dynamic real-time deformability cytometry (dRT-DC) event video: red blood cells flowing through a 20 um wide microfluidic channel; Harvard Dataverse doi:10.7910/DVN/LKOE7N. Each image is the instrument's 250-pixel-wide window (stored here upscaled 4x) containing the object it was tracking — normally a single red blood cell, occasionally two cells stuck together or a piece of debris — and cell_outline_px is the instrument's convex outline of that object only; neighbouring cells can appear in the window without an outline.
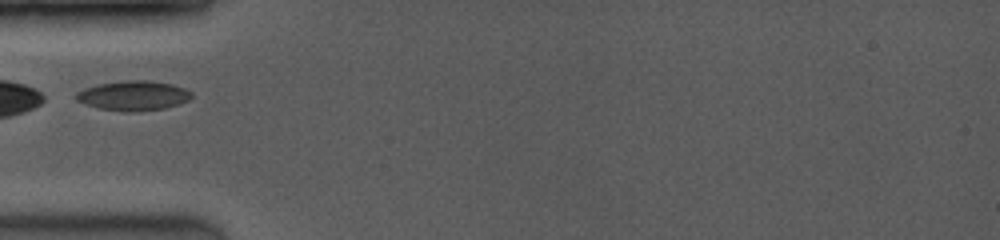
{"species": "common noctule bat (a hibernating species)", "species_latin": "Nyctalus noctula", "temperature_condition": "room temperature", "stored_images_in_passage": 48, "camera_frame_rate_fps": 3500, "um_per_image_px": 0.085, "animal": {"sex": "female", "body_mass_g": 19.0, "forearm_length_mm": 53.3}, "frame": {"image": 1, "passage_image": 1, "time_ms": 0.0, "image_size_px": [1000, 240], "cell_outline_px": [[192, 96], [188, 100], [180, 104], [164, 108], [136, 112], [124, 112], [100, 108], [84, 104], [76, 100], [76, 92], [84, 88], [100, 84], [120, 80], [148, 80], [172, 84], [184, 88], [192, 92]], "centroid_in_image_um": [11.34, 8.13], "position_along_channel_um": 73.7, "area_um2": 20.11}}
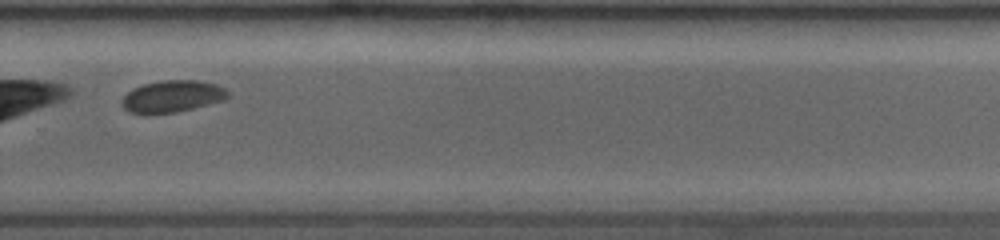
{"frame": {"image": 2, "passage_image": 40, "time_ms": 6.0, "image_size_px": [1000, 240], "cell_outline_px": [[228, 96], [224, 100], [176, 112], [128, 112], [124, 108], [120, 100], [132, 88], [144, 84], [160, 80], [200, 80], [216, 84], [224, 88], [228, 92]], "centroid_in_image_um": [14.65, 8.16], "position_along_channel_um": 315.2, "area_um2": 19.36}}